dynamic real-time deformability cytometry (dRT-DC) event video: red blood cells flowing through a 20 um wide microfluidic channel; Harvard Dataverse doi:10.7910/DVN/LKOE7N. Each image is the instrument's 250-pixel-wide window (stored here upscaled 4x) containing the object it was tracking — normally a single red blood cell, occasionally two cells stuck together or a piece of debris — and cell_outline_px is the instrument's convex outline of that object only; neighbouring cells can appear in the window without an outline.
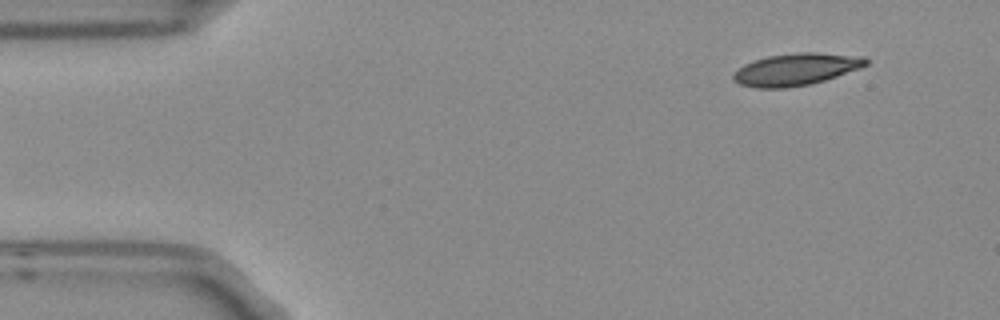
{"species": "Egyptian fruit bat (a non-hibernating species)", "species_latin": "Rousettus aegyptiacus", "temperature_condition": "room temperature", "stored_images_in_passage": 5, "segment_of_instrument_passage": [2, 2], "camera_frame_rate_fps": 3000, "um_per_image_px": 0.085, "frame": {"image": 1, "passage_image": 5, "time_ms": 1.333, "image_size_px": [1000, 320], "cell_outline_px": [[868, 64], [860, 68], [812, 84], [784, 88], [756, 88], [740, 84], [732, 80], [732, 72], [744, 64], [768, 56], [800, 52], [820, 52], [864, 56], [868, 60]], "centroid_in_image_um": [67.65, 5.89], "position_along_channel_um": 17.3, "area_um2": 24.91}}